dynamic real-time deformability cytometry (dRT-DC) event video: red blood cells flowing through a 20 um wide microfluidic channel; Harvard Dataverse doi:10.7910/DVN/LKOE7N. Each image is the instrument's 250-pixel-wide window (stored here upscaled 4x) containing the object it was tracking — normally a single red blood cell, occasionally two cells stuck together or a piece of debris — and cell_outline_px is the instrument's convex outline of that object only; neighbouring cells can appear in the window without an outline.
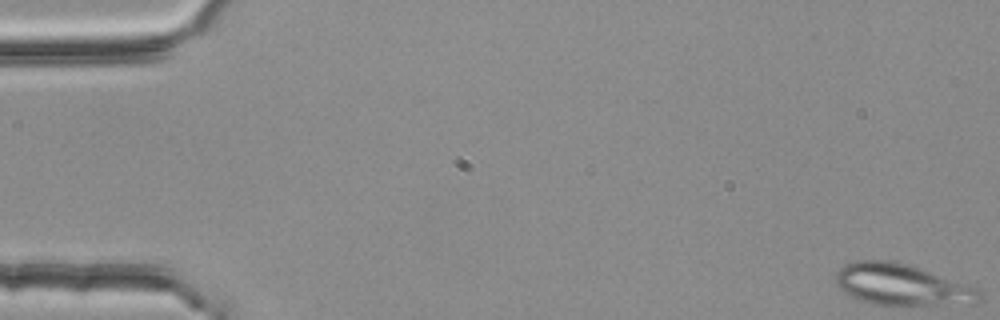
{"species": "common noctule bat (a hibernating species)", "species_latin": "Nyctalus noctula", "temperature_condition": "room temperature", "stored_images_in_passage": 51, "segment_of_instrument_passage": [1, 2], "camera_frame_rate_fps": 3000, "um_per_image_px": 0.085, "animal": {"sex": "female", "body_mass_g": 25.1}, "frame": {"image": 1, "passage_image": 1, "time_ms": 0.0, "image_size_px": [1000, 320], "cell_outline_px": [[984, 300], [976, 304], [872, 304], [860, 300], [844, 292], [836, 284], [836, 272], [844, 264], [856, 260], [892, 260], [908, 264], [976, 288], [984, 292]], "centroid_in_image_um": [76.67, 24.2], "position_along_channel_um": 8.3, "area_um2": 34.45}}